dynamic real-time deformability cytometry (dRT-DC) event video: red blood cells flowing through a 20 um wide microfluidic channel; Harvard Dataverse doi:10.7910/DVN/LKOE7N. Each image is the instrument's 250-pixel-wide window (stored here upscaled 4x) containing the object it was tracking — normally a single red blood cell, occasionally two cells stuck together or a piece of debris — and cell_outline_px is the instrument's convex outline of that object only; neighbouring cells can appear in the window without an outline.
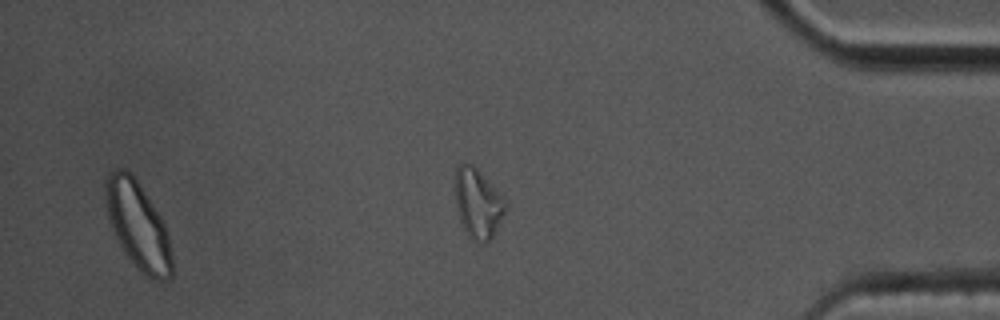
{"species": "common noctule bat (a hibernating species)", "species_latin": "Nyctalus noctula", "temperature_condition": "cold", "stored_images_in_passage": 48, "segment_of_instrument_passage": [2, 3], "camera_frame_rate_fps": 3000, "um_per_image_px": 0.085, "animal": {"sex": "male", "body_mass_g": 17.5, "forearm_length_mm": 52.3}, "frame": {"image": 1, "passage_image": 45, "time_ms": 14.667, "image_size_px": [1000, 320], "cell_outline_px": [[172, 276], [168, 280], [156, 280], [144, 276], [136, 268], [124, 252], [112, 228], [108, 216], [104, 192], [104, 184], [108, 172], [116, 168], [124, 168], [136, 180], [160, 216], [164, 224], [168, 236], [172, 256]], "centroid_in_image_um": [11.71, 19.18], "position_along_channel_um": 423.5, "area_um2": 33.58}}